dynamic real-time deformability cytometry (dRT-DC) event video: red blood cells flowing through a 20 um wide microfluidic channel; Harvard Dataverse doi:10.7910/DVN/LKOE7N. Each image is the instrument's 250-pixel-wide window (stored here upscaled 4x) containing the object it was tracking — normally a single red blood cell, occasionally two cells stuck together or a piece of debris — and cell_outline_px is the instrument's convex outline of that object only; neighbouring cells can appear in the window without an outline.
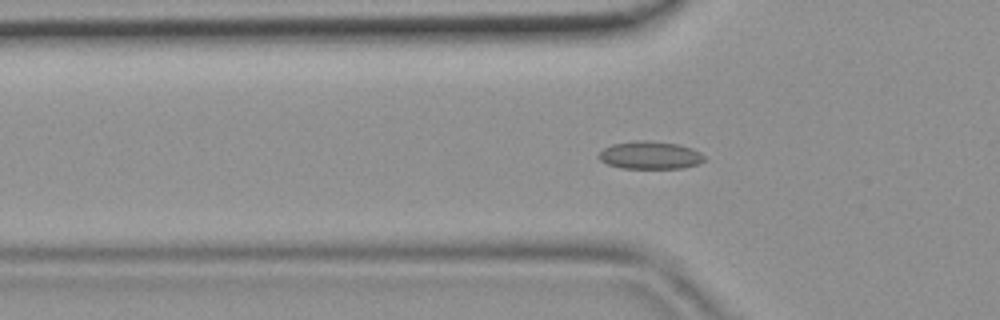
{"species": "common noctule bat (a hibernating species)", "species_latin": "Nyctalus noctula", "temperature_condition": "room temperature", "stored_images_in_passage": 44, "camera_frame_rate_fps": 3000, "um_per_image_px": 0.085, "animal": {"sex": "female", "body_mass_g": 19.9}, "frame": {"image": 1, "passage_image": 13, "time_ms": 4.0, "image_size_px": [1000, 320], "cell_outline_px": [[704, 160], [700, 164], [684, 168], [620, 168], [608, 164], [600, 160], [596, 156], [604, 148], [612, 144], [636, 140], [648, 140], [680, 144], [692, 148], [700, 152], [704, 156]], "centroid_in_image_um": [55.26, 13.19], "position_along_channel_um": 70.5, "area_um2": 17.28}}
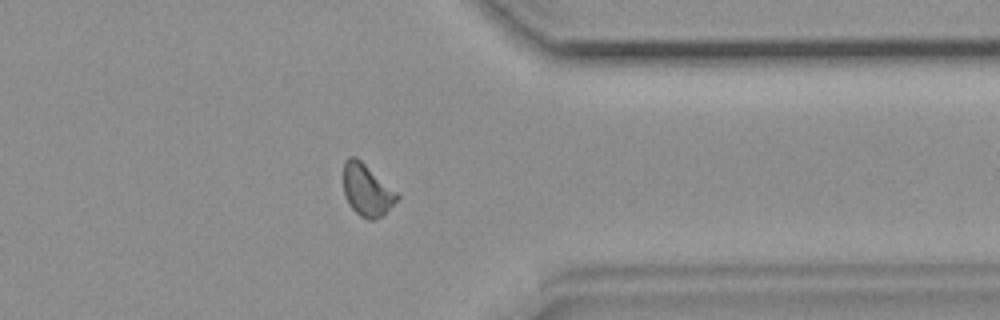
{"frame": {"image": 2, "passage_image": 35, "time_ms": 11.333, "image_size_px": [1000, 320], "cell_outline_px": [[400, 196], [384, 216], [372, 220], [368, 220], [360, 216], [348, 204], [344, 196], [344, 160], [348, 156], [356, 156], [396, 192]], "centroid_in_image_um": [31.17, 16.18], "position_along_channel_um": 380.2, "area_um2": 16.18}}
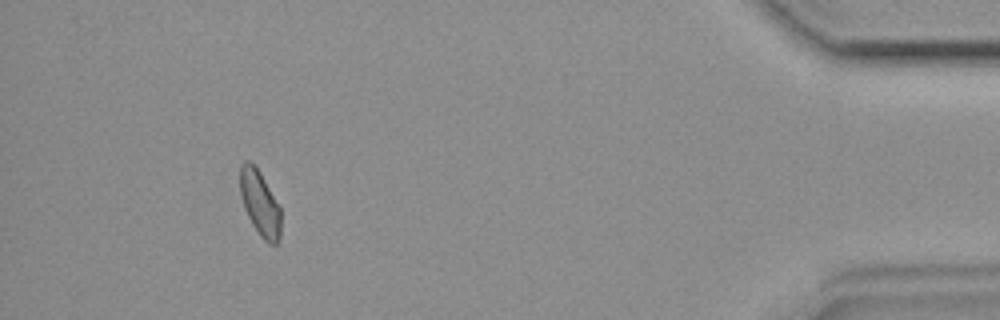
{"frame": {"image": 3, "passage_image": 41, "time_ms": 13.333, "image_size_px": [1000, 320], "cell_outline_px": [[280, 240], [276, 244], [268, 244], [260, 236], [252, 224], [244, 208], [240, 196], [240, 164], [244, 160], [248, 160], [260, 172], [280, 208]], "centroid_in_image_um": [22.07, 17.29], "position_along_channel_um": 413.1, "area_um2": 15.43}}